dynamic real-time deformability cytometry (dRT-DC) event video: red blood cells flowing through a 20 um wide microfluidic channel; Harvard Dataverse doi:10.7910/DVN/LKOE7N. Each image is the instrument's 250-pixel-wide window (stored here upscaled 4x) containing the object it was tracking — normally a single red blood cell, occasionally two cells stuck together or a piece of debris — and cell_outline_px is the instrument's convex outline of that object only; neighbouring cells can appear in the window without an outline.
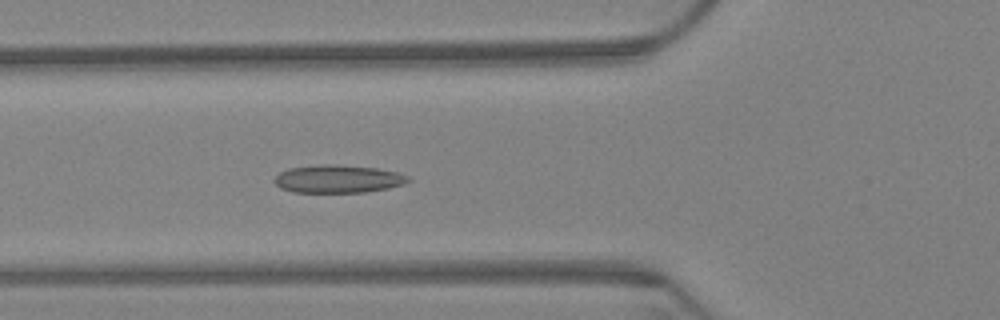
{"species": "Egyptian fruit bat (a non-hibernating species)", "species_latin": "Rousettus aegyptiacus", "temperature_condition": "warm", "stored_images_in_passage": 58, "camera_frame_rate_fps": 3000, "um_per_image_px": 0.085, "animal": {"sex": "female"}, "frame": {"image": 1, "passage_image": 18, "time_ms": 5.667, "image_size_px": [1000, 320], "cell_outline_px": [[412, 180], [404, 184], [388, 188], [364, 192], [292, 192], [280, 188], [272, 180], [280, 172], [288, 168], [320, 164], [336, 164], [376, 168], [396, 172], [408, 176]], "centroid_in_image_um": [28.71, 15.2], "position_along_channel_um": 97.1, "area_um2": 21.85}}
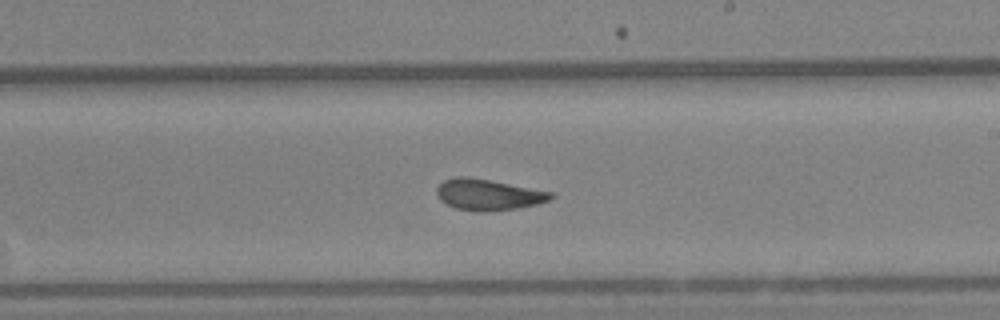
{"frame": {"image": 2, "passage_image": 32, "time_ms": 10.333, "image_size_px": [1000, 320], "cell_outline_px": [[556, 196], [548, 200], [536, 204], [516, 208], [480, 212], [456, 208], [440, 200], [436, 192], [436, 188], [444, 180], [456, 176], [468, 176], [556, 192]], "centroid_in_image_um": [41.52, 16.53], "position_along_channel_um": 247.5, "area_um2": 20.69}}
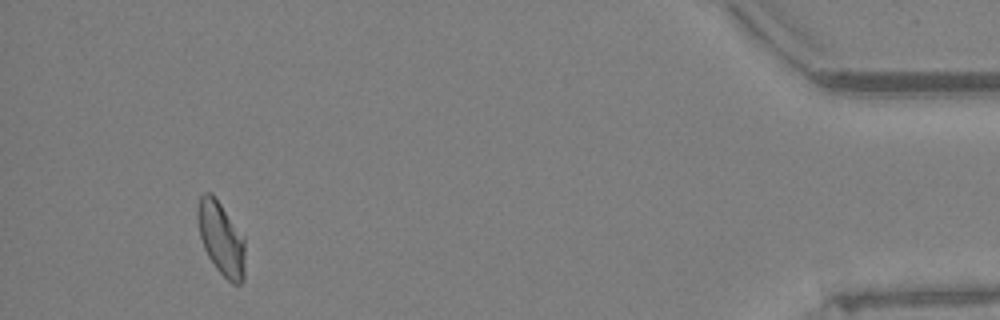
{"frame": {"image": 3, "passage_image": 54, "time_ms": 17.667, "image_size_px": [1000, 320], "cell_outline_px": [[244, 280], [240, 284], [232, 284], [216, 268], [208, 256], [204, 248], [200, 236], [196, 216], [196, 212], [200, 196], [204, 192], [212, 192], [244, 236]], "centroid_in_image_um": [18.79, 20.25], "position_along_channel_um": 416.4, "area_um2": 20.35}, "authors_computed_cell_mechanics": {"area_um2": 20.7502, "velocity_mm_per_s": 3.237, "shape_relaxation_time_tau1_ms": null, "shape_relaxation_time_tau2_ms": 1.8356, "deformation_change_tau1": null, "deformation_change_tau2": 0.0828}}